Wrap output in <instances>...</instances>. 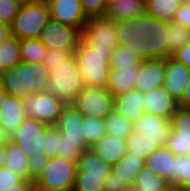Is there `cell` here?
Instances as JSON below:
<instances>
[{
  "instance_id": "1",
  "label": "cell",
  "mask_w": 190,
  "mask_h": 191,
  "mask_svg": "<svg viewBox=\"0 0 190 191\" xmlns=\"http://www.w3.org/2000/svg\"><path fill=\"white\" fill-rule=\"evenodd\" d=\"M114 50L101 51L79 41L73 55L76 58L84 86L106 88L109 77V61Z\"/></svg>"
},
{
  "instance_id": "2",
  "label": "cell",
  "mask_w": 190,
  "mask_h": 191,
  "mask_svg": "<svg viewBox=\"0 0 190 191\" xmlns=\"http://www.w3.org/2000/svg\"><path fill=\"white\" fill-rule=\"evenodd\" d=\"M83 87L78 63L72 55L67 61L53 66L49 71V82L43 92L57 97L65 104H72Z\"/></svg>"
},
{
  "instance_id": "3",
  "label": "cell",
  "mask_w": 190,
  "mask_h": 191,
  "mask_svg": "<svg viewBox=\"0 0 190 191\" xmlns=\"http://www.w3.org/2000/svg\"><path fill=\"white\" fill-rule=\"evenodd\" d=\"M49 20L50 10L47 1L23 3L10 26L11 36L18 40L38 38Z\"/></svg>"
},
{
  "instance_id": "4",
  "label": "cell",
  "mask_w": 190,
  "mask_h": 191,
  "mask_svg": "<svg viewBox=\"0 0 190 191\" xmlns=\"http://www.w3.org/2000/svg\"><path fill=\"white\" fill-rule=\"evenodd\" d=\"M118 46L134 50L145 60V40L156 31V18L143 14L115 22Z\"/></svg>"
},
{
  "instance_id": "5",
  "label": "cell",
  "mask_w": 190,
  "mask_h": 191,
  "mask_svg": "<svg viewBox=\"0 0 190 191\" xmlns=\"http://www.w3.org/2000/svg\"><path fill=\"white\" fill-rule=\"evenodd\" d=\"M77 171V162L62 157H52L40 176L34 181L36 190L73 191Z\"/></svg>"
},
{
  "instance_id": "6",
  "label": "cell",
  "mask_w": 190,
  "mask_h": 191,
  "mask_svg": "<svg viewBox=\"0 0 190 191\" xmlns=\"http://www.w3.org/2000/svg\"><path fill=\"white\" fill-rule=\"evenodd\" d=\"M115 21L107 16L90 17L81 31V39L96 50H114L118 46Z\"/></svg>"
},
{
  "instance_id": "7",
  "label": "cell",
  "mask_w": 190,
  "mask_h": 191,
  "mask_svg": "<svg viewBox=\"0 0 190 191\" xmlns=\"http://www.w3.org/2000/svg\"><path fill=\"white\" fill-rule=\"evenodd\" d=\"M72 104L83 115L105 118L113 110L114 96L106 88L84 86Z\"/></svg>"
},
{
  "instance_id": "8",
  "label": "cell",
  "mask_w": 190,
  "mask_h": 191,
  "mask_svg": "<svg viewBox=\"0 0 190 191\" xmlns=\"http://www.w3.org/2000/svg\"><path fill=\"white\" fill-rule=\"evenodd\" d=\"M66 104L57 97L37 92L23 101L26 117H31L46 125H57Z\"/></svg>"
},
{
  "instance_id": "9",
  "label": "cell",
  "mask_w": 190,
  "mask_h": 191,
  "mask_svg": "<svg viewBox=\"0 0 190 191\" xmlns=\"http://www.w3.org/2000/svg\"><path fill=\"white\" fill-rule=\"evenodd\" d=\"M38 39L47 49L75 50L81 40V31L77 27L50 18Z\"/></svg>"
},
{
  "instance_id": "10",
  "label": "cell",
  "mask_w": 190,
  "mask_h": 191,
  "mask_svg": "<svg viewBox=\"0 0 190 191\" xmlns=\"http://www.w3.org/2000/svg\"><path fill=\"white\" fill-rule=\"evenodd\" d=\"M46 126L34 118L26 117L10 136V140L19 145L25 155L30 158L36 152H43Z\"/></svg>"
},
{
  "instance_id": "11",
  "label": "cell",
  "mask_w": 190,
  "mask_h": 191,
  "mask_svg": "<svg viewBox=\"0 0 190 191\" xmlns=\"http://www.w3.org/2000/svg\"><path fill=\"white\" fill-rule=\"evenodd\" d=\"M50 18L77 27L80 31L89 19L80 0H47Z\"/></svg>"
},
{
  "instance_id": "12",
  "label": "cell",
  "mask_w": 190,
  "mask_h": 191,
  "mask_svg": "<svg viewBox=\"0 0 190 191\" xmlns=\"http://www.w3.org/2000/svg\"><path fill=\"white\" fill-rule=\"evenodd\" d=\"M171 130L170 120L146 111L133 123V131L152 136L159 146H166Z\"/></svg>"
},
{
  "instance_id": "13",
  "label": "cell",
  "mask_w": 190,
  "mask_h": 191,
  "mask_svg": "<svg viewBox=\"0 0 190 191\" xmlns=\"http://www.w3.org/2000/svg\"><path fill=\"white\" fill-rule=\"evenodd\" d=\"M165 58L142 60L135 89L147 93L164 85Z\"/></svg>"
},
{
  "instance_id": "14",
  "label": "cell",
  "mask_w": 190,
  "mask_h": 191,
  "mask_svg": "<svg viewBox=\"0 0 190 191\" xmlns=\"http://www.w3.org/2000/svg\"><path fill=\"white\" fill-rule=\"evenodd\" d=\"M190 69L171 56L165 58V78L163 87L177 101L181 98L188 80Z\"/></svg>"
},
{
  "instance_id": "15",
  "label": "cell",
  "mask_w": 190,
  "mask_h": 191,
  "mask_svg": "<svg viewBox=\"0 0 190 191\" xmlns=\"http://www.w3.org/2000/svg\"><path fill=\"white\" fill-rule=\"evenodd\" d=\"M145 98L146 93L137 89L122 92L114 96L113 109L134 123L145 112Z\"/></svg>"
},
{
  "instance_id": "16",
  "label": "cell",
  "mask_w": 190,
  "mask_h": 191,
  "mask_svg": "<svg viewBox=\"0 0 190 191\" xmlns=\"http://www.w3.org/2000/svg\"><path fill=\"white\" fill-rule=\"evenodd\" d=\"M144 166L165 178L171 185L175 183L176 155L166 146L155 149L145 160Z\"/></svg>"
},
{
  "instance_id": "17",
  "label": "cell",
  "mask_w": 190,
  "mask_h": 191,
  "mask_svg": "<svg viewBox=\"0 0 190 191\" xmlns=\"http://www.w3.org/2000/svg\"><path fill=\"white\" fill-rule=\"evenodd\" d=\"M24 100L37 92H43L49 82V70L43 62H22Z\"/></svg>"
},
{
  "instance_id": "18",
  "label": "cell",
  "mask_w": 190,
  "mask_h": 191,
  "mask_svg": "<svg viewBox=\"0 0 190 191\" xmlns=\"http://www.w3.org/2000/svg\"><path fill=\"white\" fill-rule=\"evenodd\" d=\"M144 108L146 112L171 120L178 103L162 86L146 93Z\"/></svg>"
},
{
  "instance_id": "19",
  "label": "cell",
  "mask_w": 190,
  "mask_h": 191,
  "mask_svg": "<svg viewBox=\"0 0 190 191\" xmlns=\"http://www.w3.org/2000/svg\"><path fill=\"white\" fill-rule=\"evenodd\" d=\"M140 68L141 63H135L130 67L110 69L106 89L113 96L135 89L136 78L139 74Z\"/></svg>"
},
{
  "instance_id": "20",
  "label": "cell",
  "mask_w": 190,
  "mask_h": 191,
  "mask_svg": "<svg viewBox=\"0 0 190 191\" xmlns=\"http://www.w3.org/2000/svg\"><path fill=\"white\" fill-rule=\"evenodd\" d=\"M82 122L83 114L73 104H66L56 126L66 136V139L86 141L82 130Z\"/></svg>"
},
{
  "instance_id": "21",
  "label": "cell",
  "mask_w": 190,
  "mask_h": 191,
  "mask_svg": "<svg viewBox=\"0 0 190 191\" xmlns=\"http://www.w3.org/2000/svg\"><path fill=\"white\" fill-rule=\"evenodd\" d=\"M26 115L23 108V100L6 95L0 108V124L11 136L23 123Z\"/></svg>"
},
{
  "instance_id": "22",
  "label": "cell",
  "mask_w": 190,
  "mask_h": 191,
  "mask_svg": "<svg viewBox=\"0 0 190 191\" xmlns=\"http://www.w3.org/2000/svg\"><path fill=\"white\" fill-rule=\"evenodd\" d=\"M89 149L111 165L117 163L127 152L126 141L112 135H105Z\"/></svg>"
},
{
  "instance_id": "23",
  "label": "cell",
  "mask_w": 190,
  "mask_h": 191,
  "mask_svg": "<svg viewBox=\"0 0 190 191\" xmlns=\"http://www.w3.org/2000/svg\"><path fill=\"white\" fill-rule=\"evenodd\" d=\"M169 22L156 19V31L145 40V59L167 58Z\"/></svg>"
},
{
  "instance_id": "24",
  "label": "cell",
  "mask_w": 190,
  "mask_h": 191,
  "mask_svg": "<svg viewBox=\"0 0 190 191\" xmlns=\"http://www.w3.org/2000/svg\"><path fill=\"white\" fill-rule=\"evenodd\" d=\"M143 167V157L134 155V152H126L117 163L112 165L111 171L129 187L134 185L136 176Z\"/></svg>"
},
{
  "instance_id": "25",
  "label": "cell",
  "mask_w": 190,
  "mask_h": 191,
  "mask_svg": "<svg viewBox=\"0 0 190 191\" xmlns=\"http://www.w3.org/2000/svg\"><path fill=\"white\" fill-rule=\"evenodd\" d=\"M146 14L145 0H118L109 5L106 16L115 22Z\"/></svg>"
},
{
  "instance_id": "26",
  "label": "cell",
  "mask_w": 190,
  "mask_h": 191,
  "mask_svg": "<svg viewBox=\"0 0 190 191\" xmlns=\"http://www.w3.org/2000/svg\"><path fill=\"white\" fill-rule=\"evenodd\" d=\"M4 167L20 176L23 180H28V157L21 147L11 140L6 145V155Z\"/></svg>"
},
{
  "instance_id": "27",
  "label": "cell",
  "mask_w": 190,
  "mask_h": 191,
  "mask_svg": "<svg viewBox=\"0 0 190 191\" xmlns=\"http://www.w3.org/2000/svg\"><path fill=\"white\" fill-rule=\"evenodd\" d=\"M182 3L183 0H145L146 14L170 22Z\"/></svg>"
},
{
  "instance_id": "28",
  "label": "cell",
  "mask_w": 190,
  "mask_h": 191,
  "mask_svg": "<svg viewBox=\"0 0 190 191\" xmlns=\"http://www.w3.org/2000/svg\"><path fill=\"white\" fill-rule=\"evenodd\" d=\"M0 81L7 95L24 101L22 62L15 67L4 69L1 73Z\"/></svg>"
},
{
  "instance_id": "29",
  "label": "cell",
  "mask_w": 190,
  "mask_h": 191,
  "mask_svg": "<svg viewBox=\"0 0 190 191\" xmlns=\"http://www.w3.org/2000/svg\"><path fill=\"white\" fill-rule=\"evenodd\" d=\"M133 186L138 191H170L172 185L168 180L158 176L151 169L144 166L136 176Z\"/></svg>"
},
{
  "instance_id": "30",
  "label": "cell",
  "mask_w": 190,
  "mask_h": 191,
  "mask_svg": "<svg viewBox=\"0 0 190 191\" xmlns=\"http://www.w3.org/2000/svg\"><path fill=\"white\" fill-rule=\"evenodd\" d=\"M125 141L127 152H134V155L141 156L144 160L155 149L160 147L152 136L142 135L141 133L135 131H132Z\"/></svg>"
},
{
  "instance_id": "31",
  "label": "cell",
  "mask_w": 190,
  "mask_h": 191,
  "mask_svg": "<svg viewBox=\"0 0 190 191\" xmlns=\"http://www.w3.org/2000/svg\"><path fill=\"white\" fill-rule=\"evenodd\" d=\"M104 121L107 135L126 140L133 131V122L129 121L114 109L104 118Z\"/></svg>"
},
{
  "instance_id": "32",
  "label": "cell",
  "mask_w": 190,
  "mask_h": 191,
  "mask_svg": "<svg viewBox=\"0 0 190 191\" xmlns=\"http://www.w3.org/2000/svg\"><path fill=\"white\" fill-rule=\"evenodd\" d=\"M19 46L21 62L24 63L43 62L48 50L38 38L19 40Z\"/></svg>"
},
{
  "instance_id": "33",
  "label": "cell",
  "mask_w": 190,
  "mask_h": 191,
  "mask_svg": "<svg viewBox=\"0 0 190 191\" xmlns=\"http://www.w3.org/2000/svg\"><path fill=\"white\" fill-rule=\"evenodd\" d=\"M108 174L76 171L73 191H103V185Z\"/></svg>"
},
{
  "instance_id": "34",
  "label": "cell",
  "mask_w": 190,
  "mask_h": 191,
  "mask_svg": "<svg viewBox=\"0 0 190 191\" xmlns=\"http://www.w3.org/2000/svg\"><path fill=\"white\" fill-rule=\"evenodd\" d=\"M82 130L88 143V149L91 145L107 135L104 118L91 115H83Z\"/></svg>"
},
{
  "instance_id": "35",
  "label": "cell",
  "mask_w": 190,
  "mask_h": 191,
  "mask_svg": "<svg viewBox=\"0 0 190 191\" xmlns=\"http://www.w3.org/2000/svg\"><path fill=\"white\" fill-rule=\"evenodd\" d=\"M86 149H88V143L86 141L68 140L66 139V136H64L63 133H61L58 129L57 157L78 162V159Z\"/></svg>"
},
{
  "instance_id": "36",
  "label": "cell",
  "mask_w": 190,
  "mask_h": 191,
  "mask_svg": "<svg viewBox=\"0 0 190 191\" xmlns=\"http://www.w3.org/2000/svg\"><path fill=\"white\" fill-rule=\"evenodd\" d=\"M112 165L97 156L92 150L86 149L77 162V171L110 173Z\"/></svg>"
},
{
  "instance_id": "37",
  "label": "cell",
  "mask_w": 190,
  "mask_h": 191,
  "mask_svg": "<svg viewBox=\"0 0 190 191\" xmlns=\"http://www.w3.org/2000/svg\"><path fill=\"white\" fill-rule=\"evenodd\" d=\"M21 62L19 40L16 37H9L0 45V63L1 66L11 68Z\"/></svg>"
},
{
  "instance_id": "38",
  "label": "cell",
  "mask_w": 190,
  "mask_h": 191,
  "mask_svg": "<svg viewBox=\"0 0 190 191\" xmlns=\"http://www.w3.org/2000/svg\"><path fill=\"white\" fill-rule=\"evenodd\" d=\"M168 38L167 57L172 56L175 51L190 41V29L170 21Z\"/></svg>"
},
{
  "instance_id": "39",
  "label": "cell",
  "mask_w": 190,
  "mask_h": 191,
  "mask_svg": "<svg viewBox=\"0 0 190 191\" xmlns=\"http://www.w3.org/2000/svg\"><path fill=\"white\" fill-rule=\"evenodd\" d=\"M135 63H142V58L134 50L124 46L114 49L109 61L110 69L119 67H130Z\"/></svg>"
},
{
  "instance_id": "40",
  "label": "cell",
  "mask_w": 190,
  "mask_h": 191,
  "mask_svg": "<svg viewBox=\"0 0 190 191\" xmlns=\"http://www.w3.org/2000/svg\"><path fill=\"white\" fill-rule=\"evenodd\" d=\"M166 147L176 156H190V136L179 135L172 129Z\"/></svg>"
},
{
  "instance_id": "41",
  "label": "cell",
  "mask_w": 190,
  "mask_h": 191,
  "mask_svg": "<svg viewBox=\"0 0 190 191\" xmlns=\"http://www.w3.org/2000/svg\"><path fill=\"white\" fill-rule=\"evenodd\" d=\"M172 186L190 188V156H176L175 183Z\"/></svg>"
},
{
  "instance_id": "42",
  "label": "cell",
  "mask_w": 190,
  "mask_h": 191,
  "mask_svg": "<svg viewBox=\"0 0 190 191\" xmlns=\"http://www.w3.org/2000/svg\"><path fill=\"white\" fill-rule=\"evenodd\" d=\"M170 121L177 134L190 136V109L178 107Z\"/></svg>"
},
{
  "instance_id": "43",
  "label": "cell",
  "mask_w": 190,
  "mask_h": 191,
  "mask_svg": "<svg viewBox=\"0 0 190 191\" xmlns=\"http://www.w3.org/2000/svg\"><path fill=\"white\" fill-rule=\"evenodd\" d=\"M21 5L18 0H0V23L11 26Z\"/></svg>"
},
{
  "instance_id": "44",
  "label": "cell",
  "mask_w": 190,
  "mask_h": 191,
  "mask_svg": "<svg viewBox=\"0 0 190 191\" xmlns=\"http://www.w3.org/2000/svg\"><path fill=\"white\" fill-rule=\"evenodd\" d=\"M50 157L44 152H36L28 158V180L35 181L42 173Z\"/></svg>"
},
{
  "instance_id": "45",
  "label": "cell",
  "mask_w": 190,
  "mask_h": 191,
  "mask_svg": "<svg viewBox=\"0 0 190 191\" xmlns=\"http://www.w3.org/2000/svg\"><path fill=\"white\" fill-rule=\"evenodd\" d=\"M58 151V127L47 125L43 152L50 158L56 157Z\"/></svg>"
},
{
  "instance_id": "46",
  "label": "cell",
  "mask_w": 190,
  "mask_h": 191,
  "mask_svg": "<svg viewBox=\"0 0 190 191\" xmlns=\"http://www.w3.org/2000/svg\"><path fill=\"white\" fill-rule=\"evenodd\" d=\"M84 13L88 18L106 16L107 0H80Z\"/></svg>"
},
{
  "instance_id": "47",
  "label": "cell",
  "mask_w": 190,
  "mask_h": 191,
  "mask_svg": "<svg viewBox=\"0 0 190 191\" xmlns=\"http://www.w3.org/2000/svg\"><path fill=\"white\" fill-rule=\"evenodd\" d=\"M74 51L75 50L48 49L44 57L43 63L50 71L53 69V66L67 61L73 55Z\"/></svg>"
},
{
  "instance_id": "48",
  "label": "cell",
  "mask_w": 190,
  "mask_h": 191,
  "mask_svg": "<svg viewBox=\"0 0 190 191\" xmlns=\"http://www.w3.org/2000/svg\"><path fill=\"white\" fill-rule=\"evenodd\" d=\"M23 181V179L14 174L8 168L0 167V191L8 190L11 187L17 186Z\"/></svg>"
},
{
  "instance_id": "49",
  "label": "cell",
  "mask_w": 190,
  "mask_h": 191,
  "mask_svg": "<svg viewBox=\"0 0 190 191\" xmlns=\"http://www.w3.org/2000/svg\"><path fill=\"white\" fill-rule=\"evenodd\" d=\"M127 187L125 182H122L113 171H110L105 179L103 191H123Z\"/></svg>"
},
{
  "instance_id": "50",
  "label": "cell",
  "mask_w": 190,
  "mask_h": 191,
  "mask_svg": "<svg viewBox=\"0 0 190 191\" xmlns=\"http://www.w3.org/2000/svg\"><path fill=\"white\" fill-rule=\"evenodd\" d=\"M173 21L190 29V5L183 1L180 8L175 13Z\"/></svg>"
},
{
  "instance_id": "51",
  "label": "cell",
  "mask_w": 190,
  "mask_h": 191,
  "mask_svg": "<svg viewBox=\"0 0 190 191\" xmlns=\"http://www.w3.org/2000/svg\"><path fill=\"white\" fill-rule=\"evenodd\" d=\"M171 57L190 69V41L175 51Z\"/></svg>"
},
{
  "instance_id": "52",
  "label": "cell",
  "mask_w": 190,
  "mask_h": 191,
  "mask_svg": "<svg viewBox=\"0 0 190 191\" xmlns=\"http://www.w3.org/2000/svg\"><path fill=\"white\" fill-rule=\"evenodd\" d=\"M177 103L178 107L190 109V78L181 98L177 101Z\"/></svg>"
},
{
  "instance_id": "53",
  "label": "cell",
  "mask_w": 190,
  "mask_h": 191,
  "mask_svg": "<svg viewBox=\"0 0 190 191\" xmlns=\"http://www.w3.org/2000/svg\"><path fill=\"white\" fill-rule=\"evenodd\" d=\"M5 191H36V186L34 184V181L23 180L17 186L11 187Z\"/></svg>"
},
{
  "instance_id": "54",
  "label": "cell",
  "mask_w": 190,
  "mask_h": 191,
  "mask_svg": "<svg viewBox=\"0 0 190 191\" xmlns=\"http://www.w3.org/2000/svg\"><path fill=\"white\" fill-rule=\"evenodd\" d=\"M11 37L10 26L0 23V45Z\"/></svg>"
},
{
  "instance_id": "55",
  "label": "cell",
  "mask_w": 190,
  "mask_h": 191,
  "mask_svg": "<svg viewBox=\"0 0 190 191\" xmlns=\"http://www.w3.org/2000/svg\"><path fill=\"white\" fill-rule=\"evenodd\" d=\"M9 141H10V135L0 124V145H7Z\"/></svg>"
},
{
  "instance_id": "56",
  "label": "cell",
  "mask_w": 190,
  "mask_h": 191,
  "mask_svg": "<svg viewBox=\"0 0 190 191\" xmlns=\"http://www.w3.org/2000/svg\"><path fill=\"white\" fill-rule=\"evenodd\" d=\"M6 145H0V167L5 163Z\"/></svg>"
},
{
  "instance_id": "57",
  "label": "cell",
  "mask_w": 190,
  "mask_h": 191,
  "mask_svg": "<svg viewBox=\"0 0 190 191\" xmlns=\"http://www.w3.org/2000/svg\"><path fill=\"white\" fill-rule=\"evenodd\" d=\"M6 95H7V93L4 91L1 81H0V108L2 106V103L4 102Z\"/></svg>"
},
{
  "instance_id": "58",
  "label": "cell",
  "mask_w": 190,
  "mask_h": 191,
  "mask_svg": "<svg viewBox=\"0 0 190 191\" xmlns=\"http://www.w3.org/2000/svg\"><path fill=\"white\" fill-rule=\"evenodd\" d=\"M170 191H190V188H184L180 186H171Z\"/></svg>"
},
{
  "instance_id": "59",
  "label": "cell",
  "mask_w": 190,
  "mask_h": 191,
  "mask_svg": "<svg viewBox=\"0 0 190 191\" xmlns=\"http://www.w3.org/2000/svg\"><path fill=\"white\" fill-rule=\"evenodd\" d=\"M123 191H138V189L134 186H129L126 189H124Z\"/></svg>"
},
{
  "instance_id": "60",
  "label": "cell",
  "mask_w": 190,
  "mask_h": 191,
  "mask_svg": "<svg viewBox=\"0 0 190 191\" xmlns=\"http://www.w3.org/2000/svg\"><path fill=\"white\" fill-rule=\"evenodd\" d=\"M18 1L23 4V3H29V2H32V1H35V0H18Z\"/></svg>"
},
{
  "instance_id": "61",
  "label": "cell",
  "mask_w": 190,
  "mask_h": 191,
  "mask_svg": "<svg viewBox=\"0 0 190 191\" xmlns=\"http://www.w3.org/2000/svg\"><path fill=\"white\" fill-rule=\"evenodd\" d=\"M118 0H107V5L109 7V5L113 4L114 2H116Z\"/></svg>"
},
{
  "instance_id": "62",
  "label": "cell",
  "mask_w": 190,
  "mask_h": 191,
  "mask_svg": "<svg viewBox=\"0 0 190 191\" xmlns=\"http://www.w3.org/2000/svg\"><path fill=\"white\" fill-rule=\"evenodd\" d=\"M3 70H4V68L1 66V63H0V76H1V73Z\"/></svg>"
},
{
  "instance_id": "63",
  "label": "cell",
  "mask_w": 190,
  "mask_h": 191,
  "mask_svg": "<svg viewBox=\"0 0 190 191\" xmlns=\"http://www.w3.org/2000/svg\"><path fill=\"white\" fill-rule=\"evenodd\" d=\"M36 191H45V190H36ZM52 191H67V190H52Z\"/></svg>"
},
{
  "instance_id": "64",
  "label": "cell",
  "mask_w": 190,
  "mask_h": 191,
  "mask_svg": "<svg viewBox=\"0 0 190 191\" xmlns=\"http://www.w3.org/2000/svg\"><path fill=\"white\" fill-rule=\"evenodd\" d=\"M183 1L190 5V0H183Z\"/></svg>"
}]
</instances>
